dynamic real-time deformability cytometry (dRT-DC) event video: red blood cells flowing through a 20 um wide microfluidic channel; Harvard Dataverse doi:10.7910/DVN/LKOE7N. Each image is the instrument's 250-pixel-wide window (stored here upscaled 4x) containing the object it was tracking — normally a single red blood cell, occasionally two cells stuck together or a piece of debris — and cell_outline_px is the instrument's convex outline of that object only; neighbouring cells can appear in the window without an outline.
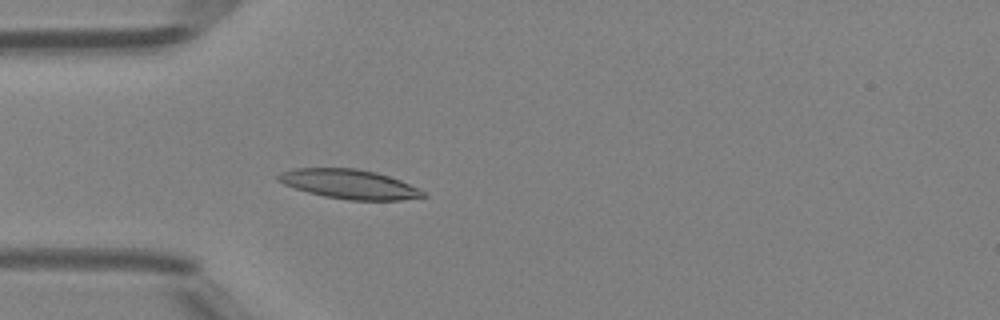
{"species": "Egyptian fruit bat (a non-hibernating species)", "species_latin": "Rousettus aegyptiacus", "temperature_condition": "room temperature", "stored_images_in_passage": 48, "camera_frame_rate_fps": 3000, "um_per_image_px": 0.085, "animal": {"sex": "female"}, "frame": {"image": 1, "passage_image": 14, "time_ms": 4.333, "image_size_px": [1000, 320], "cell_outline_px": [[428, 196], [400, 200], [348, 200], [324, 196], [308, 192], [284, 184], [276, 180], [276, 176], [280, 172], [296, 168], [356, 168], [376, 172], [400, 180], [424, 192]], "centroid_in_image_um": [29.66, 15.65], "position_along_channel_um": 55.3, "area_um2": 24.62}}
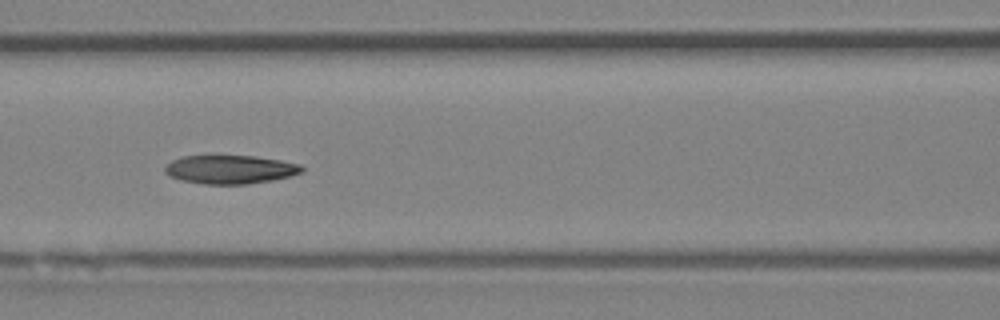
{"frame": {"image": 2, "passage_image": 21, "time_ms": 6.667, "image_size_px": [1000, 320], "cell_outline_px": [[304, 172], [272, 180], [248, 184], [204, 184], [180, 180], [168, 176], [164, 172], [164, 168], [172, 160], [184, 156], [212, 152], [252, 156], [280, 160], [300, 164], [304, 168]], "centroid_in_image_um": [19.5, 14.36], "position_along_channel_um": 147.1, "area_um2": 23.76}}
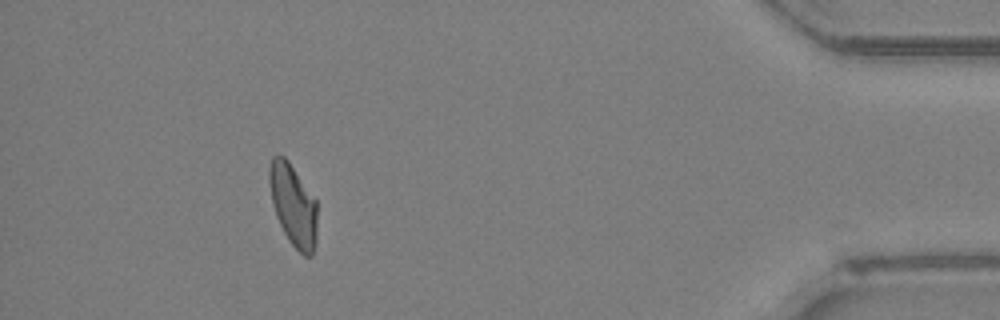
{"frame": {"image": 3, "passage_image": 44, "time_ms": 14.333, "image_size_px": [1000, 320], "cell_outline_px": [[316, 244], [312, 256], [304, 256], [288, 240], [276, 216], [272, 200], [268, 180], [268, 168], [272, 156], [284, 156], [288, 160], [316, 200]], "centroid_in_image_um": [24.91, 17.43], "position_along_channel_um": 410.3, "area_um2": 22.77}}